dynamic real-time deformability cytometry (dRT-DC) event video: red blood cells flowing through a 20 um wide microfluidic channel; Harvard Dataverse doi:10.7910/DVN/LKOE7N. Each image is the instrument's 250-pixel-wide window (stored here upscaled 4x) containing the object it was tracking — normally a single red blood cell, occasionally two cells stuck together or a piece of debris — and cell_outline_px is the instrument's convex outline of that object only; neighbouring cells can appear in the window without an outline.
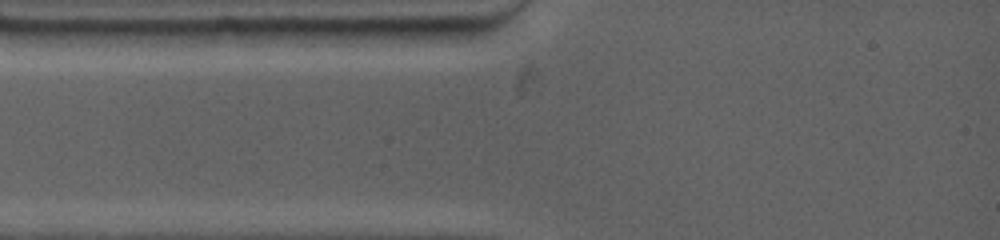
{"species": "common noctule bat (a hibernating species)", "species_latin": "Nyctalus noctula", "temperature_condition": "warm", "stored_images_in_passage": 2, "camera_frame_rate_fps": 4500, "um_per_image_px": 0.085, "animal": {"sex": "female", "body_mass_g": 19.0, "forearm_length_mm": 53.3}, "frame": {"image": 1, "passage_image": 2, "time_ms": 0.667, "image_size_px": [1000, 240], "cell_outline_px": [[472, 28], [468, 36], [460, 44], [400, 44], [360, 32], [360, 28]], "centroid_in_image_um": [35.71, 2.99], "position_along_channel_um": 49.3, "area_um2": 10.64}}